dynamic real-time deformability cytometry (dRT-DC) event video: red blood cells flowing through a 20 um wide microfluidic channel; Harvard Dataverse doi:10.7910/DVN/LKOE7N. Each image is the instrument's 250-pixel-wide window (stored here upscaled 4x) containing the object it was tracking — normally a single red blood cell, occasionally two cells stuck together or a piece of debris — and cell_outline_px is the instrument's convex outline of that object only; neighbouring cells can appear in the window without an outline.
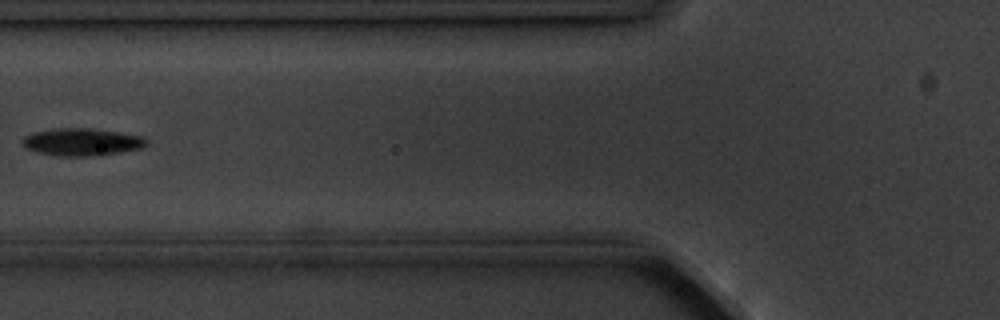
{"species": "common noctule bat (a hibernating species)", "species_latin": "Nyctalus noctula", "temperature_condition": "cold", "stored_images_in_passage": 6, "camera_frame_rate_fps": 3000, "um_per_image_px": 0.085, "animal": {"sex": "male", "body_mass_g": 20.1, "forearm_length_mm": 53.5}, "frame": {"image": 1, "passage_image": 5, "time_ms": 5.667, "image_size_px": [1000, 320], "cell_outline_px": [[148, 144], [140, 148], [120, 152], [84, 156], [60, 156], [36, 152], [28, 148], [24, 144], [24, 136], [32, 132], [56, 128], [92, 128], [144, 136], [148, 140]], "centroid_in_image_um": [6.98, 12.05], "position_along_channel_um": 118.8, "area_um2": 19.65}}
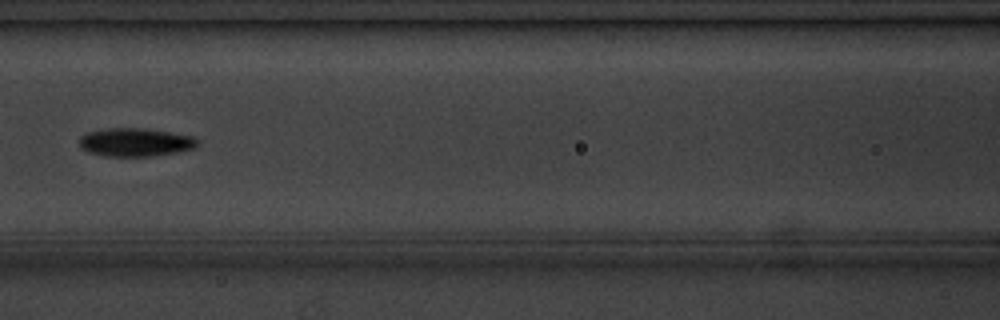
{"frame": {"image": 2, "passage_image": 6, "time_ms": 6.667, "image_size_px": [1000, 320], "cell_outline_px": [[200, 144], [196, 148], [180, 152], [152, 156], [104, 156], [88, 152], [80, 148], [80, 136], [84, 132], [108, 128], [140, 128], [168, 132], [192, 136]], "centroid_in_image_um": [11.49, 12.1], "position_along_channel_um": 155.1, "area_um2": 19.65}}